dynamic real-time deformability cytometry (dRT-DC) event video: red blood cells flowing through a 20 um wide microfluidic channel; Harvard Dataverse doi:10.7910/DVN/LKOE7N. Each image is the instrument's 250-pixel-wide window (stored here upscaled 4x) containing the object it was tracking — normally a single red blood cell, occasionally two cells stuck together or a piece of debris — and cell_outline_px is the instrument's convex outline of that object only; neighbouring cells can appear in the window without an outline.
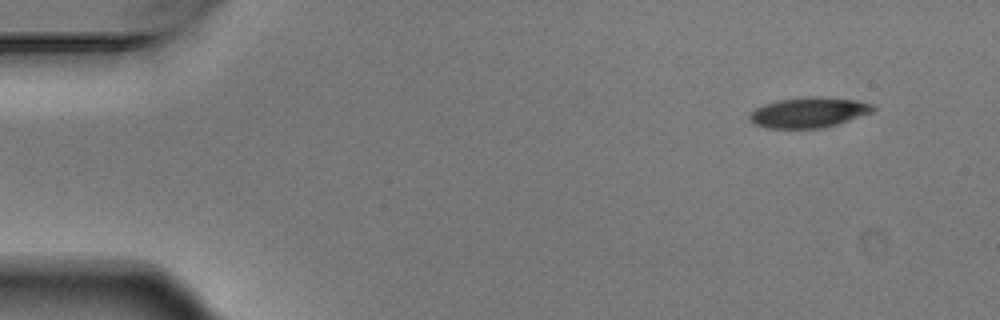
{"species": "Egyptian fruit bat (a non-hibernating species)", "species_latin": "Rousettus aegyptiacus", "temperature_condition": "warm", "stored_images_in_passage": 4, "segment_of_instrument_passage": [2, 2], "camera_frame_rate_fps": 3000, "um_per_image_px": 0.085, "animal": {"sex": "male"}, "frame": {"image": 1, "passage_image": 4, "time_ms": 1.0, "image_size_px": [1000, 320], "cell_outline_px": [[876, 108], [872, 112], [836, 124], [820, 128], [768, 128], [752, 124], [748, 116], [756, 108], [764, 104], [776, 100], [808, 96], [820, 96], [856, 100], [872, 104]], "centroid_in_image_um": [68.71, 9.55], "position_along_channel_um": 16.3, "area_um2": 21.79}}